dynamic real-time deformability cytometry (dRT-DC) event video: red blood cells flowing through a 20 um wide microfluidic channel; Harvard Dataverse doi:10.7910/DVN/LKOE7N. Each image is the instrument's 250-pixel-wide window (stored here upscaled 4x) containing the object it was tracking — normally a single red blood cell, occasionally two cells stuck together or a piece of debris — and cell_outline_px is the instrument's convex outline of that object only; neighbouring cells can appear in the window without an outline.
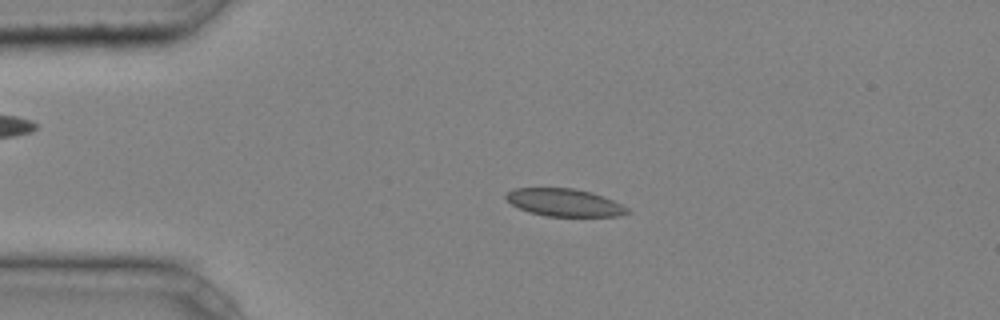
{"species": "common noctule bat (a hibernating species)", "species_latin": "Nyctalus noctula", "temperature_condition": "cold", "stored_images_in_passage": 45, "camera_frame_rate_fps": 3000, "um_per_image_px": 0.085, "animal": {"sex": "male", "body_mass_g": 20.4}, "frame": {"image": 1, "passage_image": 10, "time_ms": 3.0, "image_size_px": [1000, 320], "cell_outline_px": [[632, 212], [620, 216], [544, 216], [528, 212], [512, 204], [504, 196], [512, 188], [572, 188], [592, 192], [604, 196], [628, 208]], "centroid_in_image_um": [47.98, 17.21], "position_along_channel_um": 37.0, "area_um2": 19.54}}
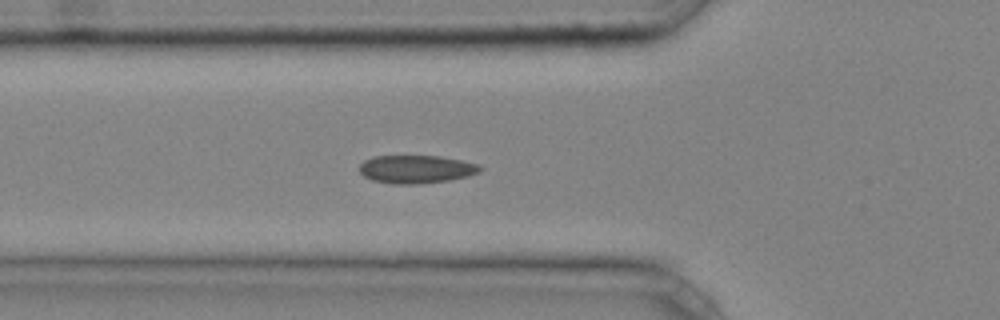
{"frame": {"image": 2, "passage_image": 16, "time_ms": 5.0, "image_size_px": [1000, 320], "cell_outline_px": [[484, 168], [480, 172], [468, 176], [448, 180], [420, 184], [392, 184], [372, 180], [364, 176], [360, 172], [360, 164], [364, 160], [372, 156], [440, 156], [480, 164]], "centroid_in_image_um": [35.39, 14.38], "position_along_channel_um": 90.4, "area_um2": 19.88}}
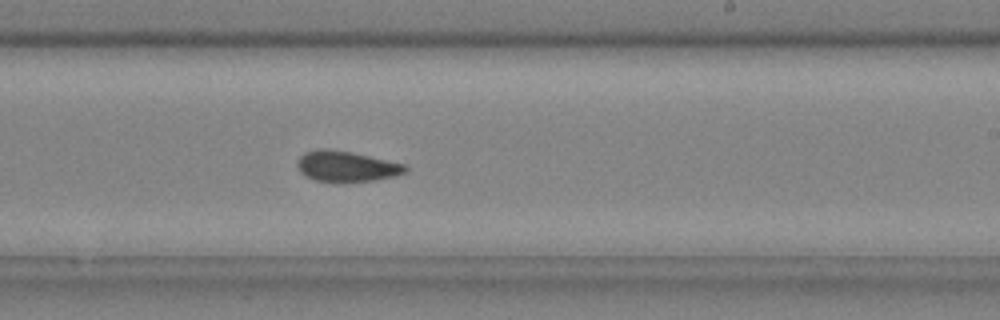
{"frame": {"image": 3, "passage_image": 28, "time_ms": 9.0, "image_size_px": [1000, 320], "cell_outline_px": [[408, 168], [404, 172], [396, 176], [376, 180], [316, 180], [300, 172], [296, 164], [296, 160], [304, 152], [316, 148], [328, 148], [352, 152], [408, 164]], "centroid_in_image_um": [29.46, 14.09], "position_along_channel_um": 259.5, "area_um2": 19.13}, "authors_computed_cell_mechanics": {"area_um2": 19.1318, "velocity_mm_per_s": 4.2249, "shape_relaxation_time_tau1_ms": null, "shape_relaxation_time_tau2_ms": 3.2959, "deformation_change_tau1": null, "deformation_change_tau2": 0.0766}}